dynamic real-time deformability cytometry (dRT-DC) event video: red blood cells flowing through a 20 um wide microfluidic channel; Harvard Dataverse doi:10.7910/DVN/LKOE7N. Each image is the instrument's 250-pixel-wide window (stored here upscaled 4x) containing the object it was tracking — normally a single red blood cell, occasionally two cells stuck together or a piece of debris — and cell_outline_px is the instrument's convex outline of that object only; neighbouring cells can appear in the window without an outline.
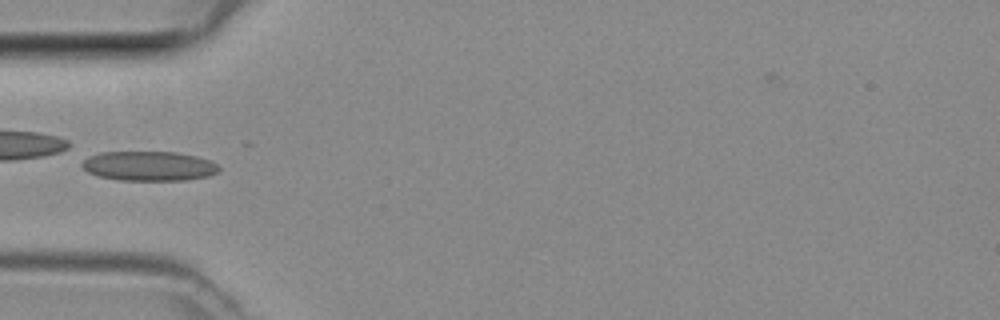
{"species": "common noctule bat (a hibernating species)", "species_latin": "Nyctalus noctula", "temperature_condition": "room temperature", "stored_images_in_passage": 3, "camera_frame_rate_fps": 3000, "um_per_image_px": 0.085, "animal": {"sex": "female", "body_mass_g": 29.2, "forearm_length_mm": 56.3}, "frame": {"image": 1, "passage_image": 1, "time_ms": 0.0, "image_size_px": [1000, 320], "cell_outline_px": [[220, 172], [208, 176], [184, 180], [120, 180], [96, 176], [88, 172], [80, 164], [88, 156], [100, 152], [176, 152], [196, 156], [208, 160], [216, 164], [220, 168]], "centroid_in_image_um": [12.64, 14.11], "position_along_channel_um": 72.4, "area_um2": 23.64}}
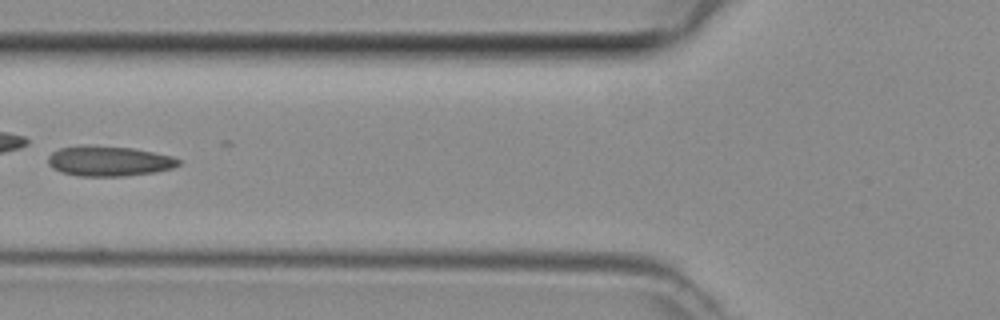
{"frame": {"image": 2, "passage_image": 2, "time_ms": 0.333, "image_size_px": [1000, 320], "cell_outline_px": [[180, 164], [172, 168], [156, 172], [124, 176], [80, 176], [60, 172], [52, 168], [48, 164], [48, 156], [52, 152], [60, 148], [80, 144], [88, 144], [136, 148], [172, 156], [180, 160]], "centroid_in_image_um": [9.24, 13.67], "position_along_channel_um": 116.6, "area_um2": 23.35}}
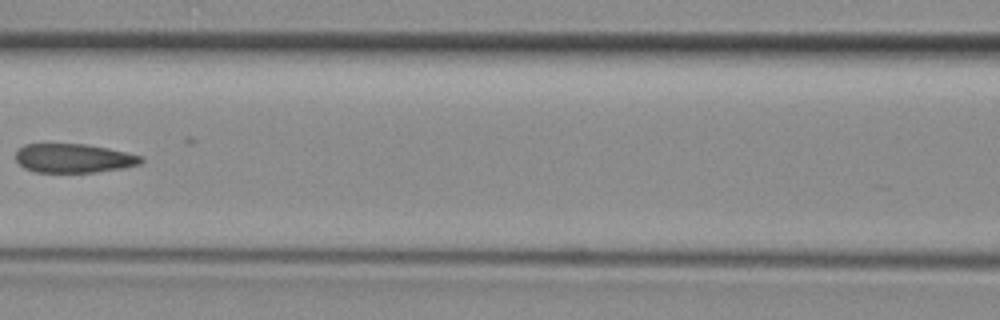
{"frame": {"image": 3, "passage_image": 3, "time_ms": 0.667, "image_size_px": [1000, 320], "cell_outline_px": [[144, 160], [140, 164], [124, 168], [96, 172], [36, 172], [24, 168], [16, 160], [16, 152], [24, 144], [84, 144], [108, 148], [144, 156]], "centroid_in_image_um": [6.29, 13.45], "position_along_channel_um": 160.3, "area_um2": 21.21}}